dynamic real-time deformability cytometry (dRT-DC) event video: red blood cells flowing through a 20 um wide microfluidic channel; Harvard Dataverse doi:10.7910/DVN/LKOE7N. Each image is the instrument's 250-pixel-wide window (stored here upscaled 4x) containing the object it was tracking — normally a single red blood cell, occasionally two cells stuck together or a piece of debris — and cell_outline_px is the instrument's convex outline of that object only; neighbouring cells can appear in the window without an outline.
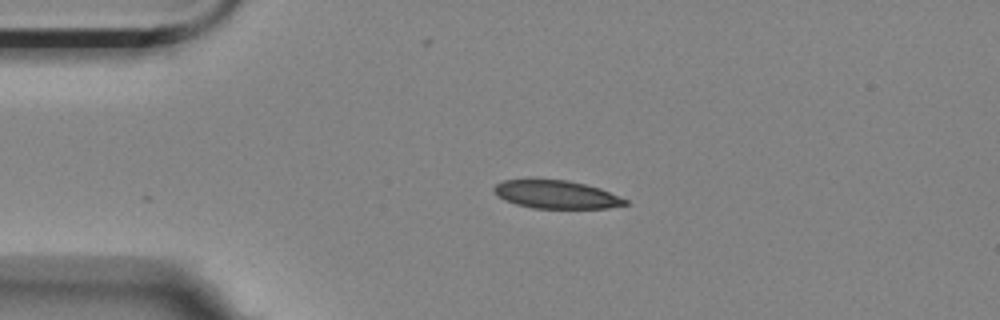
{"species": "Egyptian fruit bat (a non-hibernating species)", "species_latin": "Rousettus aegyptiacus", "temperature_condition": "room temperature", "stored_images_in_passage": 2, "camera_frame_rate_fps": 3000, "um_per_image_px": 0.085, "animal": {"sex": "female"}, "frame": {"image": 1, "passage_image": 1, "time_ms": 0.0, "image_size_px": [1000, 320], "cell_outline_px": [[628, 204], [608, 208], [532, 208], [516, 204], [500, 196], [492, 188], [496, 184], [504, 180], [532, 176], [536, 176], [568, 180], [600, 188], [628, 200]], "centroid_in_image_um": [47.25, 16.48], "position_along_channel_um": 37.8, "area_um2": 22.08}}